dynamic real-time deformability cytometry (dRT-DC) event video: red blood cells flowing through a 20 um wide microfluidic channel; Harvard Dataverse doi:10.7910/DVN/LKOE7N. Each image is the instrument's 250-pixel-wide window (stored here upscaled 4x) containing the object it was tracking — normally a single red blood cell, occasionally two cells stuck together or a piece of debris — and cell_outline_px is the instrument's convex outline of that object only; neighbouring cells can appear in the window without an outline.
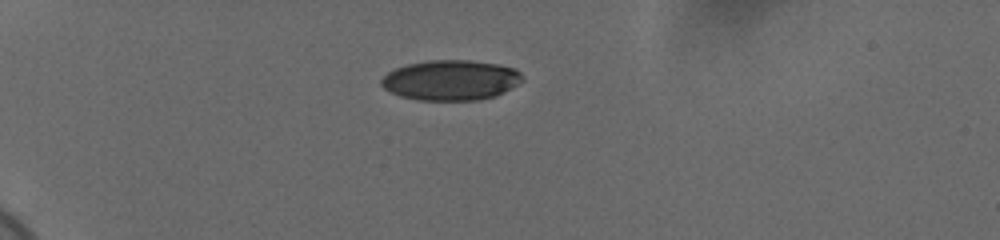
{"species": "human", "species_latin": "Homo sapiens", "temperature_condition": "cold", "stored_images_in_passage": 42, "camera_frame_rate_fps": 3000, "um_per_image_px": 0.085, "donor": {"sex": "female"}, "frame": {"image": 1, "passage_image": 1, "time_ms": 0.0, "image_size_px": [1000, 240], "cell_outline_px": [[524, 80], [496, 96], [480, 100], [416, 100], [400, 96], [384, 88], [380, 84], [380, 80], [388, 72], [396, 68], [408, 64], [428, 60], [468, 60], [496, 64], [516, 68], [524, 76]], "centroid_in_image_um": [38.33, 6.81], "position_along_channel_um": 46.7, "area_um2": 33.12}}
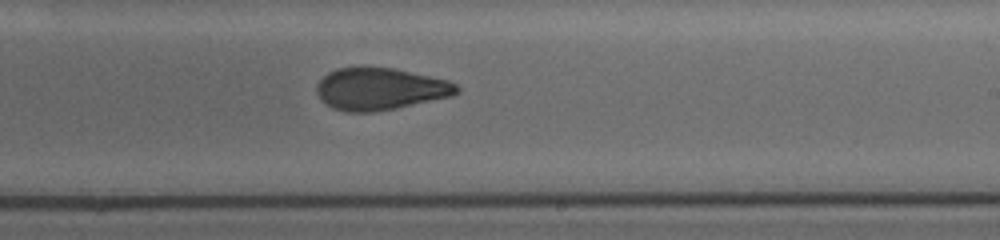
{"frame": {"image": 2, "passage_image": 22, "time_ms": 7.0, "image_size_px": [1000, 240], "cell_outline_px": [[460, 92], [452, 96], [396, 108], [372, 112], [344, 112], [332, 108], [320, 100], [316, 92], [316, 84], [328, 72], [336, 68], [364, 64], [392, 68], [448, 80], [456, 84], [460, 88]], "centroid_in_image_um": [32.26, 7.53], "position_along_channel_um": 256.7, "area_um2": 35.08}}
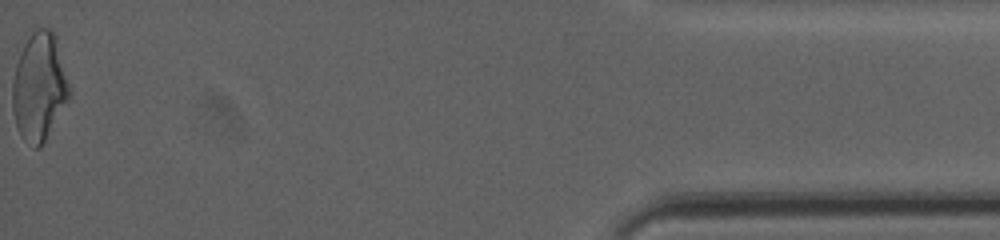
{"frame": {"image": 3, "passage_image": 42, "time_ms": 13.667, "image_size_px": [1000, 240], "cell_outline_px": [[68, 96], [40, 148], [32, 148], [20, 136], [16, 128], [12, 108], [12, 80], [16, 64], [24, 44], [32, 32], [36, 28], [48, 28], [56, 36], [68, 84]], "centroid_in_image_um": [3.27, 7.39], "position_along_channel_um": 431.9, "area_um2": 35.03}, "authors_computed_cell_mechanics": {"area_um2": 34.5933, "velocity_mm_per_s": 3.6999, "shape_relaxation_time_tau1_ms": 7.3149, "shape_relaxation_time_tau2_ms": 1.8986, "deformation_change_tau1": 0.191, "deformation_change_tau2": 0.0775}}